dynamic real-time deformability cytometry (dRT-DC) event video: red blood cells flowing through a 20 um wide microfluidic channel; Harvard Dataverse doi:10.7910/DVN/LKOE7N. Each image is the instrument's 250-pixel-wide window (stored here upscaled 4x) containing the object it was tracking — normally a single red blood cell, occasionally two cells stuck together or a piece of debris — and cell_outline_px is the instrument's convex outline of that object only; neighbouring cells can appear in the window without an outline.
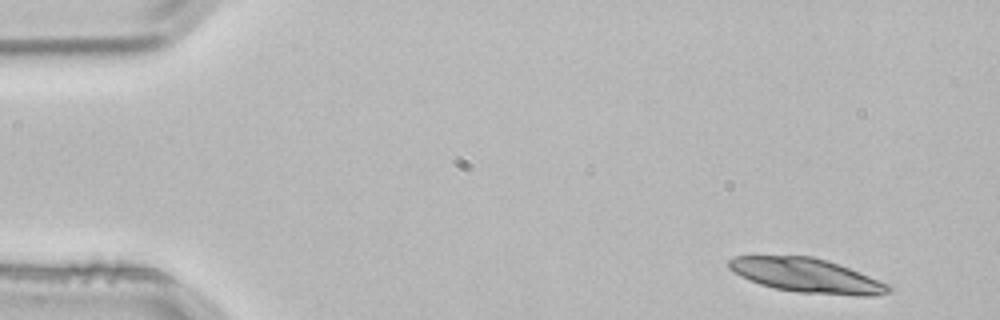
{"species": "common noctule bat (a hibernating species)", "species_latin": "Nyctalus noctula", "temperature_condition": "room temperature", "stored_images_in_passage": 4, "camera_frame_rate_fps": 3000, "um_per_image_px": 0.085, "animal": {"sex": "male", "body_mass_g": 21.5, "forearm_length_mm": 52.0}, "frame": {"image": 1, "passage_image": 1, "time_ms": 0.0, "image_size_px": [1000, 320], "cell_outline_px": [[892, 288], [888, 292], [872, 296], [860, 296], [800, 292], [776, 288], [760, 284], [748, 280], [740, 276], [728, 268], [728, 260], [736, 256], [812, 256], [828, 260], [860, 272], [888, 284]], "centroid_in_image_um": [68.56, 23.41], "position_along_channel_um": 16.4, "area_um2": 31.62}}